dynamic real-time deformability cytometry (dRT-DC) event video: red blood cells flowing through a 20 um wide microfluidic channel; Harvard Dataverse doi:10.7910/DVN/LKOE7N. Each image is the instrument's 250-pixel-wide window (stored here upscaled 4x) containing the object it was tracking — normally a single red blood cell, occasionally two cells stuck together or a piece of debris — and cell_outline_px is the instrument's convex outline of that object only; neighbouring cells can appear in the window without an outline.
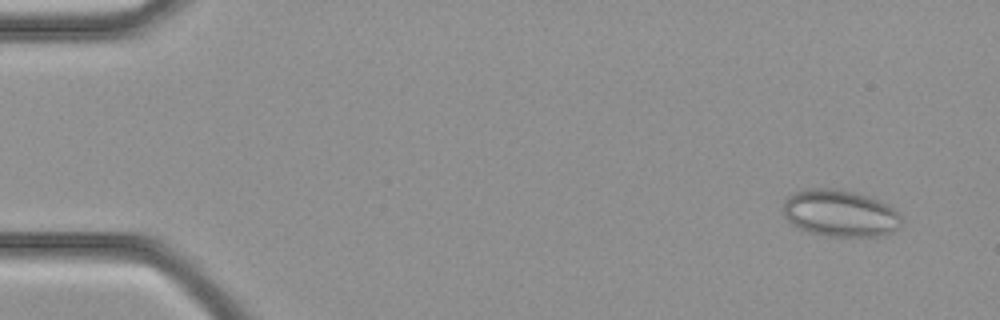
{"species": "common noctule bat (a hibernating species)", "species_latin": "Nyctalus noctula", "temperature_condition": "cold", "stored_images_in_passage": 37, "camera_frame_rate_fps": 3000, "um_per_image_px": 0.085, "animal": {"sex": "female", "body_mass_g": 21.9}, "frame": {"image": 1, "passage_image": 3, "time_ms": 0.667, "image_size_px": [1000, 320], "cell_outline_px": [[900, 228], [892, 232], [880, 236], [824, 236], [800, 228], [792, 224], [784, 216], [784, 200], [788, 196], [804, 188], [832, 188], [852, 192], [868, 196], [888, 204], [896, 208], [900, 216]], "centroid_in_image_um": [71.42, 18.12], "position_along_channel_um": 13.6, "area_um2": 32.31}}
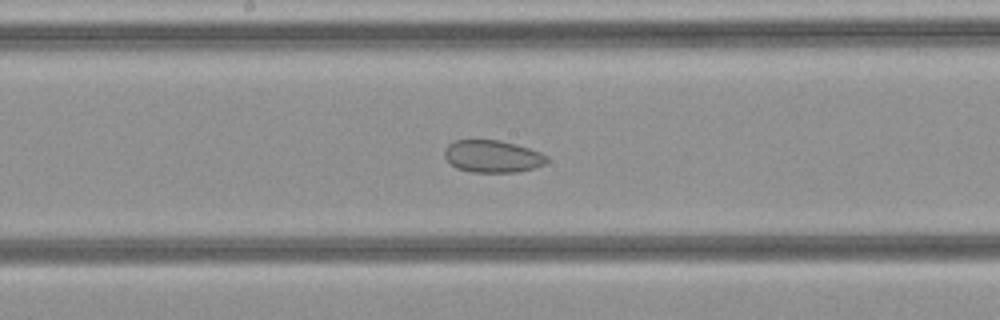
{"frame": {"image": 2, "passage_image": 20, "time_ms": 6.333, "image_size_px": [1000, 320], "cell_outline_px": [[548, 160], [544, 164], [532, 168], [516, 172], [472, 172], [456, 168], [444, 156], [444, 148], [448, 144], [456, 140], [500, 140], [516, 144], [540, 152], [548, 156]], "centroid_in_image_um": [41.85, 13.28], "position_along_channel_um": 206.4, "area_um2": 19.19}}
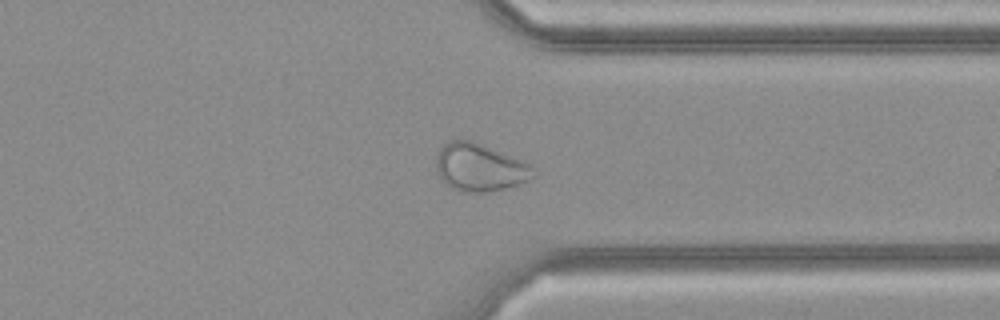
{"frame": {"image": 3, "passage_image": 29, "time_ms": 9.333, "image_size_px": [1000, 320], "cell_outline_px": [[536, 176], [520, 184], [484, 192], [460, 192], [452, 188], [440, 176], [436, 168], [436, 156], [440, 148], [448, 140], [472, 140], [520, 160], [528, 164], [536, 172]], "centroid_in_image_um": [40.75, 14.23], "position_along_channel_um": 370.6, "area_um2": 26.65}}